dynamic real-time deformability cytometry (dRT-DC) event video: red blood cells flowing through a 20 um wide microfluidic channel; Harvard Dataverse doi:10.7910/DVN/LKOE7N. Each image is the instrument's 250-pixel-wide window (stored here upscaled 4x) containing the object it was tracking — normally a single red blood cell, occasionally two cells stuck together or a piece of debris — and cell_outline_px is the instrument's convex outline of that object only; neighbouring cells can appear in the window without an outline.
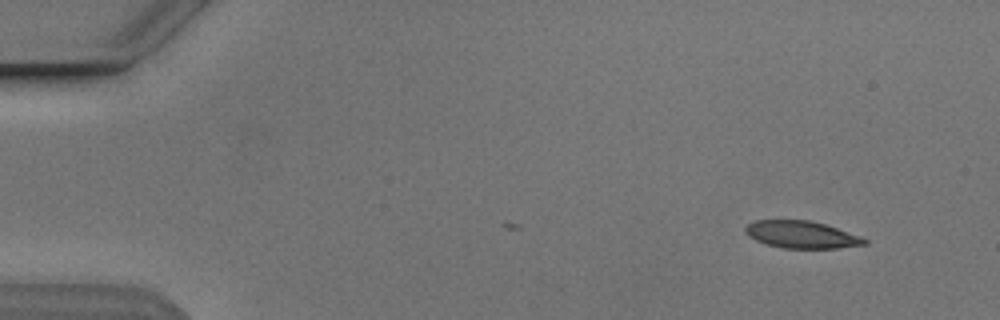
{"species": "Egyptian fruit bat (a non-hibernating species)", "species_latin": "Rousettus aegyptiacus", "temperature_condition": "cold", "stored_images_in_passage": 50, "camera_frame_rate_fps": 3000, "um_per_image_px": 0.085, "animal": {"sex": "male"}, "frame": {"image": 1, "passage_image": 1, "time_ms": 0.0, "image_size_px": [1000, 320], "cell_outline_px": [[868, 244], [836, 248], [784, 248], [768, 244], [756, 240], [748, 236], [744, 232], [744, 228], [748, 224], [756, 220], [812, 220], [860, 236], [868, 240]], "centroid_in_image_um": [68.12, 19.94], "position_along_channel_um": 16.9, "area_um2": 18.79}}
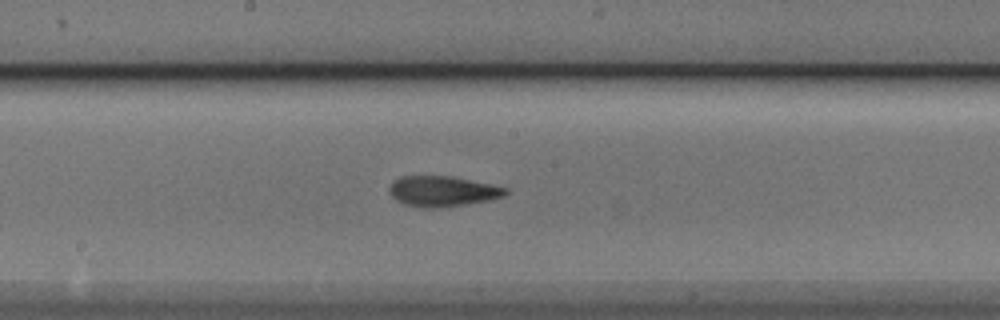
{"frame": {"image": 2, "passage_image": 25, "time_ms": 8.0, "image_size_px": [1000, 320], "cell_outline_px": [[508, 192], [504, 196], [488, 200], [464, 204], [436, 208], [428, 208], [404, 204], [396, 200], [392, 196], [388, 188], [396, 180], [404, 176], [452, 176], [508, 188]], "centroid_in_image_um": [37.62, 16.25], "position_along_channel_um": 210.6, "area_um2": 20.29}}
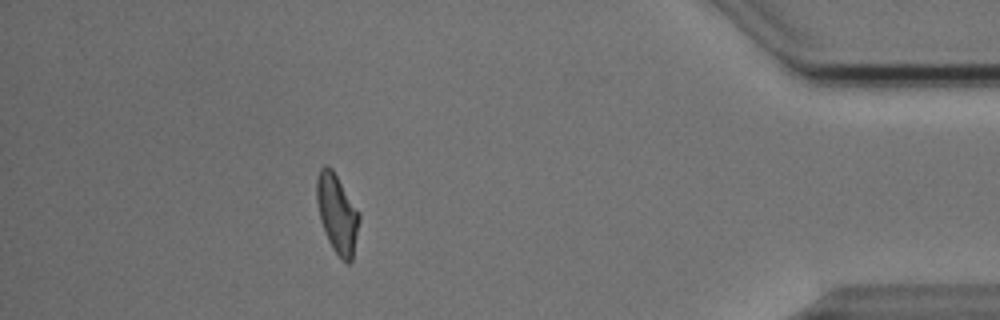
{"frame": {"image": 3, "passage_image": 44, "time_ms": 14.333, "image_size_px": [1000, 320], "cell_outline_px": [[360, 216], [352, 260], [348, 264], [332, 248], [328, 240], [320, 220], [316, 200], [316, 180], [320, 168], [324, 164], [332, 168], [360, 212]], "centroid_in_image_um": [28.65, 18.11], "position_along_channel_um": 406.6, "area_um2": 19.48}, "authors_computed_cell_mechanics": {"area_um2": 19.7676, "velocity_mm_per_s": 3.8413, "shape_relaxation_time_tau1_ms": 3.5779, "shape_relaxation_time_tau2_ms": 2.571, "deformation_change_tau1": 0.1548, "deformation_change_tau2": 0.1086}}